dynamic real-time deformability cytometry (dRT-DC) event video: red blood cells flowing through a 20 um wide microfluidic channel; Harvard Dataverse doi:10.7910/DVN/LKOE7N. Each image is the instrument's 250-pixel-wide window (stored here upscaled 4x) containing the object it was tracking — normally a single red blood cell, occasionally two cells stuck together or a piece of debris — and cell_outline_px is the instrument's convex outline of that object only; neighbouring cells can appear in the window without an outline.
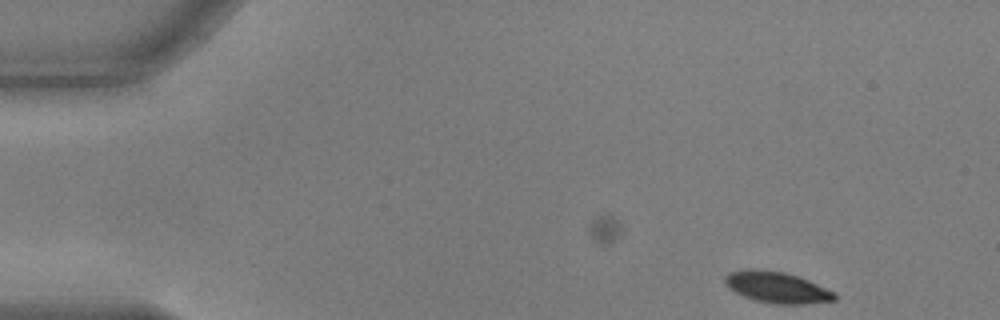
{"species": "common noctule bat (a hibernating species)", "species_latin": "Nyctalus noctula", "temperature_condition": "warm", "stored_images_in_passage": 13, "camera_frame_rate_fps": 3000, "um_per_image_px": 0.085, "animal": {"sex": "male", "body_mass_g": 17.9, "forearm_length_mm": 54.2}, "frame": {"image": 1, "passage_image": 13, "time_ms": 4.0, "image_size_px": [1000, 320], "cell_outline_px": [[836, 300], [804, 304], [776, 304], [756, 300], [744, 296], [728, 288], [724, 280], [724, 276], [728, 272], [748, 268], [752, 268], [784, 272], [808, 280], [836, 292]], "centroid_in_image_um": [66.03, 24.41], "position_along_channel_um": 19.0, "area_um2": 19.94}}